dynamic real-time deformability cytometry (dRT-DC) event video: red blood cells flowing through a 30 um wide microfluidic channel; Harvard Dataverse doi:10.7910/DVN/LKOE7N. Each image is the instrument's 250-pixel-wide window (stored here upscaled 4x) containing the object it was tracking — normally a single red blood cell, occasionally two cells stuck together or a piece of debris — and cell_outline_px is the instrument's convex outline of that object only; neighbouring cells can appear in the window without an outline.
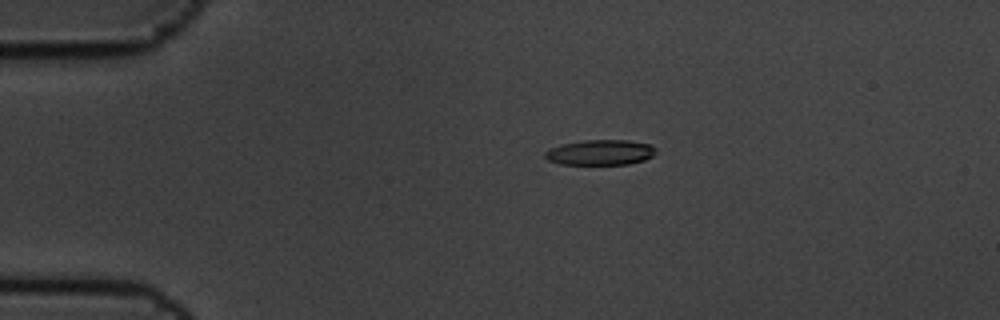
{"species": "common noctule bat (a hibernating species)", "species_latin": "Nyctalus noctula", "temperature_condition": "cold", "stored_images_in_passage": 7, "camera_frame_rate_fps": 3000, "um_per_image_px": 0.085, "animal": {"sex": "male", "body_mass_g": 19.5, "forearm_length_mm": 54.6}, "frame": {"image": 1, "passage_image": 4, "time_ms": 1.0, "image_size_px": [1000, 320], "cell_outline_px": [[656, 152], [652, 156], [644, 160], [628, 164], [560, 164], [548, 160], [544, 156], [544, 152], [548, 148], [560, 144], [584, 140], [628, 140], [652, 144], [656, 148]], "centroid_in_image_um": [51.01, 12.94], "position_along_channel_um": 34.0, "area_um2": 16.53}}
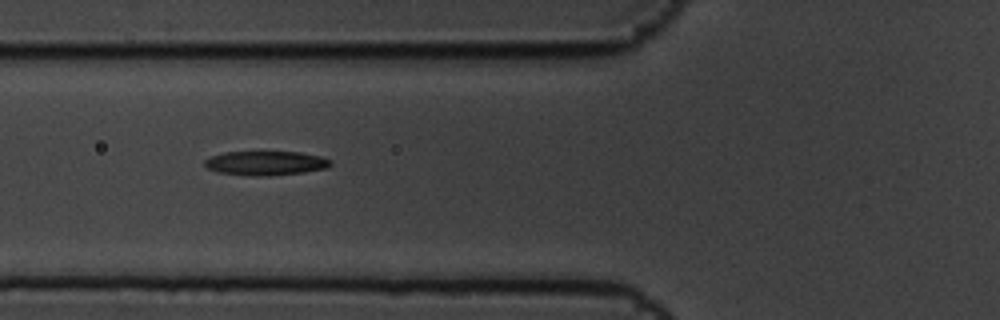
{"frame": {"image": 2, "passage_image": 7, "time_ms": 2.0, "image_size_px": [1000, 320], "cell_outline_px": [[332, 164], [324, 168], [304, 172], [268, 176], [248, 176], [216, 172], [208, 168], [204, 164], [204, 160], [212, 156], [224, 152], [300, 152], [320, 156], [332, 160]], "centroid_in_image_um": [22.56, 13.87], "position_along_channel_um": 103.2, "area_um2": 17.8}}